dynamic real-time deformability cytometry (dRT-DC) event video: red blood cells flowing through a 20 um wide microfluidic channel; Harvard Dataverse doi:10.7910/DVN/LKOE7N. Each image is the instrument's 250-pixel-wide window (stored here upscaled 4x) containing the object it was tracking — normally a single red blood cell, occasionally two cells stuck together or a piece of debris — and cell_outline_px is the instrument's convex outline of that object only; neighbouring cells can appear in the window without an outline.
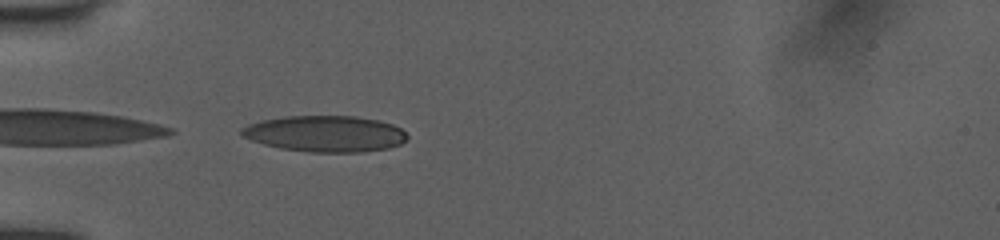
{"species": "human", "species_latin": "Homo sapiens", "temperature_condition": "room temperature", "stored_images_in_passage": 8, "camera_frame_rate_fps": 3000, "um_per_image_px": 0.085, "donor": {"sex": "female"}, "frame": {"image": 1, "passage_image": 1, "time_ms": 0.0, "image_size_px": [1000, 240], "cell_outline_px": [[408, 140], [400, 144], [388, 148], [364, 152], [312, 152], [280, 148], [264, 144], [240, 136], [240, 128], [248, 124], [260, 120], [284, 116], [356, 116], [380, 120], [392, 124], [400, 128], [408, 136]], "centroid_in_image_um": [27.64, 11.36], "position_along_channel_um": 57.4, "area_um2": 35.2}}
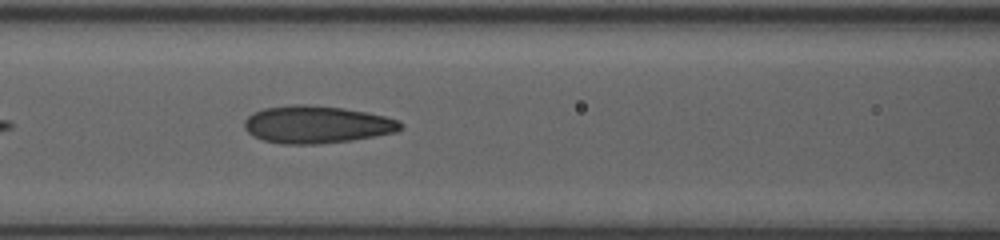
{"frame": {"image": 2, "passage_image": 4, "time_ms": 2.333, "image_size_px": [1000, 240], "cell_outline_px": [[404, 128], [396, 132], [352, 140], [316, 144], [280, 144], [264, 140], [248, 132], [244, 128], [244, 120], [252, 112], [264, 108], [288, 104], [308, 104], [344, 108], [384, 116], [400, 120], [404, 124]], "centroid_in_image_um": [26.92, 10.57], "position_along_channel_um": 139.7, "area_um2": 34.28}}
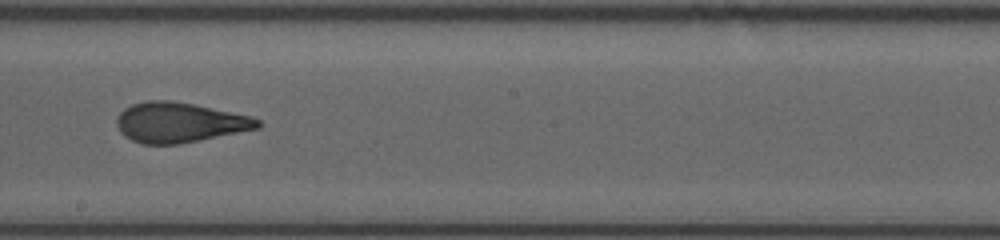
{"frame": {"image": 3, "passage_image": 7, "time_ms": 4.667, "image_size_px": [1000, 240], "cell_outline_px": [[260, 128], [180, 144], [140, 144], [124, 136], [120, 132], [116, 124], [116, 116], [124, 108], [132, 104], [148, 100], [172, 100], [252, 116], [260, 120]], "centroid_in_image_um": [15.22, 10.41], "position_along_channel_um": 233.0, "area_um2": 33.0}}